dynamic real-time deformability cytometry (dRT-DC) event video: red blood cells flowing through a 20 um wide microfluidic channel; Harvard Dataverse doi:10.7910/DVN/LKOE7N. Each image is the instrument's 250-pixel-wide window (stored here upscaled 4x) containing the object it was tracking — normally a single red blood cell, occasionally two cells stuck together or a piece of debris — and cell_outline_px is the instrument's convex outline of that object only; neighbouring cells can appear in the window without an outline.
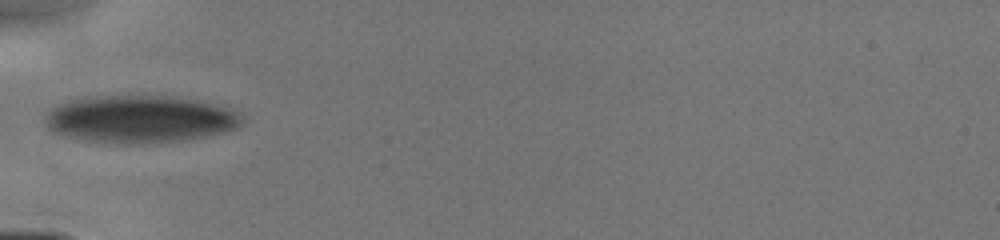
{"species": "human", "species_latin": "Homo sapiens", "temperature_condition": "cold", "stored_images_in_passage": 57, "camera_frame_rate_fps": 3000, "um_per_image_px": 0.085, "donor": {"sex": "male"}, "frame": {"image": 1, "passage_image": 1, "time_ms": 0.0, "image_size_px": [1000, 240], "cell_outline_px": [[244, 120], [236, 128], [220, 132], [200, 136], [176, 140], [136, 144], [120, 144], [84, 140], [52, 132], [44, 124], [44, 120], [48, 112], [56, 104], [68, 100], [88, 96], [172, 96], [196, 100], [232, 108]], "centroid_in_image_um": [11.81, 10.11], "position_along_channel_um": 73.2, "area_um2": 54.16}}
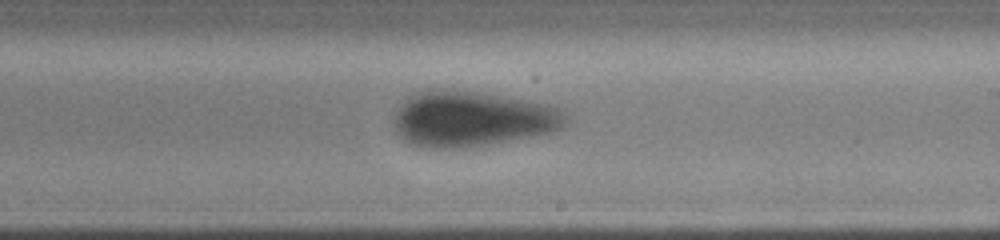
{"frame": {"image": 2, "passage_image": 30, "time_ms": 4.0, "image_size_px": [1000, 240], "cell_outline_px": [[568, 120], [560, 128], [552, 132], [532, 136], [488, 144], [444, 148], [428, 148], [412, 144], [404, 140], [396, 132], [392, 120], [392, 112], [408, 96], [416, 92], [432, 88], [476, 92], [548, 104], [560, 108], [568, 116]], "centroid_in_image_um": [40.05, 10.09], "position_along_channel_um": 249.0, "area_um2": 55.55}}
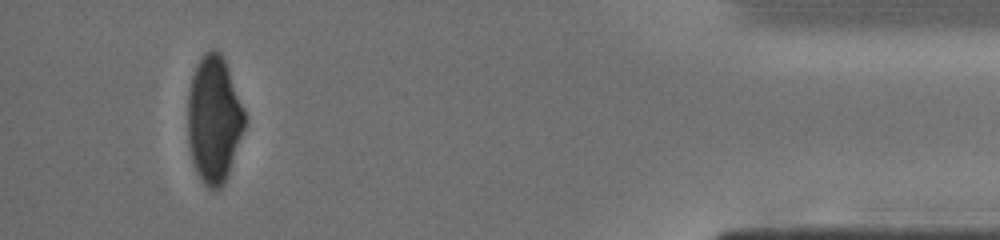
{"frame": {"image": 3, "passage_image": 53, "time_ms": 9.0, "image_size_px": [1000, 240], "cell_outline_px": [[248, 120], [228, 176], [224, 184], [216, 192], [208, 188], [200, 180], [192, 164], [188, 144], [188, 92], [192, 76], [196, 64], [204, 52], [212, 48], [216, 48], [220, 52], [228, 68], [244, 108]], "centroid_in_image_um": [18.19, 10.18], "position_along_channel_um": 417.0, "area_um2": 43.0}}